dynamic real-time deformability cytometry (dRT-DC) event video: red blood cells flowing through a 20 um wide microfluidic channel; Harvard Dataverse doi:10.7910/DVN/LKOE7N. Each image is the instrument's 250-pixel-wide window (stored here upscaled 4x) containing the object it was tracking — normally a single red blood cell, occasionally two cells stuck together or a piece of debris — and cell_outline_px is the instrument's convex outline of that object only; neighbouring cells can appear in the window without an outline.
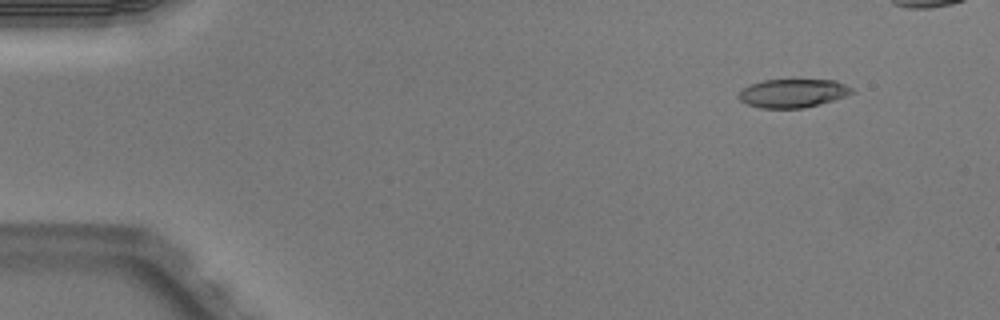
{"species": "Egyptian fruit bat (a non-hibernating species)", "species_latin": "Rousettus aegyptiacus", "temperature_condition": "warm", "stored_images_in_passage": 7, "camera_frame_rate_fps": 3000, "um_per_image_px": 0.085, "animal": {"sex": "male"}, "frame": {"image": 1, "passage_image": 2, "time_ms": 0.333, "image_size_px": [1000, 320], "cell_outline_px": [[856, 92], [820, 104], [804, 108], [760, 108], [748, 104], [740, 100], [736, 96], [748, 84], [764, 80], [836, 80], [852, 88]], "centroid_in_image_um": [67.38, 7.92], "position_along_channel_um": 17.6, "area_um2": 18.79}}
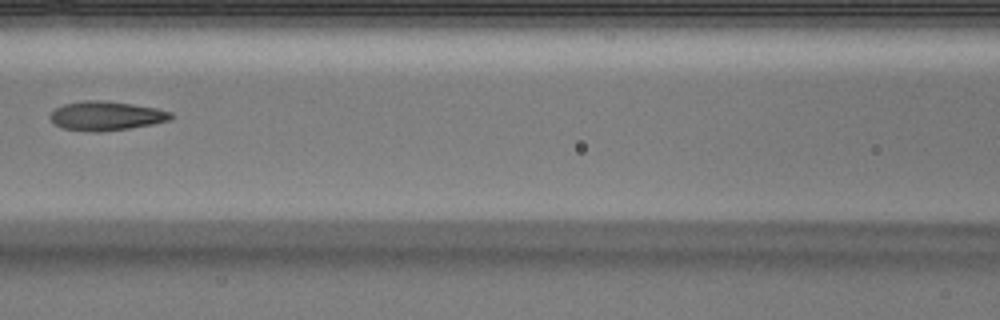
{"frame": {"image": 2, "passage_image": 7, "time_ms": 2.0, "image_size_px": [1000, 320], "cell_outline_px": [[172, 120], [152, 124], [104, 132], [88, 132], [64, 128], [56, 124], [48, 116], [56, 108], [64, 104], [84, 100], [104, 100], [132, 104], [156, 108], [172, 112]], "centroid_in_image_um": [9.03, 9.85], "position_along_channel_um": 157.6, "area_um2": 20.52}}